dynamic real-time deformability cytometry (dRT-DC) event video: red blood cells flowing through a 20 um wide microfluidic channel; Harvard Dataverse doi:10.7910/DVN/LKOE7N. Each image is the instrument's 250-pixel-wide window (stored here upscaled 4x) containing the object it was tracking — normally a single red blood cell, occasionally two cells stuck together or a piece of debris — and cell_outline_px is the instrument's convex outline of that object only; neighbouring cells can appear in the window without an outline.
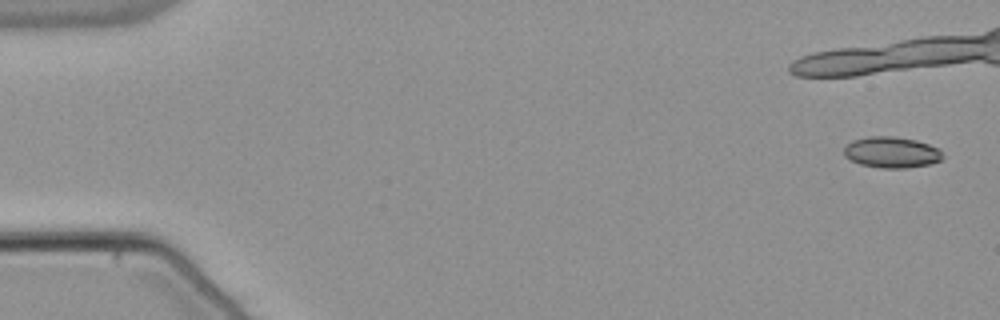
{"species": "common noctule bat (a hibernating species)", "species_latin": "Nyctalus noctula", "temperature_condition": "warm", "stored_images_in_passage": 14, "camera_frame_rate_fps": 3000, "um_per_image_px": 0.085, "animal": {"sex": "male", "body_mass_g": 21.5, "forearm_length_mm": 52.0}, "frame": {"image": 1, "passage_image": 1, "time_ms": 0.0, "image_size_px": [1000, 320], "cell_outline_px": [[944, 156], [940, 160], [928, 164], [908, 168], [880, 168], [860, 164], [844, 156], [844, 148], [852, 140], [868, 136], [892, 136], [916, 140], [940, 148]], "centroid_in_image_um": [75.79, 12.94], "position_along_channel_um": 9.2, "area_um2": 17.92}}